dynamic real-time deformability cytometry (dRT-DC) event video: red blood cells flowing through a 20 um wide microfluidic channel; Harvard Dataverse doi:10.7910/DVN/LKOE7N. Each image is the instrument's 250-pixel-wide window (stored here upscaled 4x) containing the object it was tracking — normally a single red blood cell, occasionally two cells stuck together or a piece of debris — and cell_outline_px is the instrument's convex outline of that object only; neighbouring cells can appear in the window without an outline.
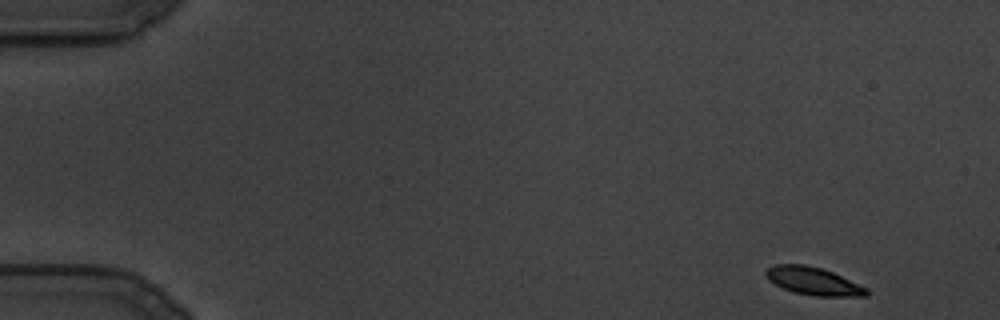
{"species": "common noctule bat (a hibernating species)", "species_latin": "Nyctalus noctula", "temperature_condition": "cold", "stored_images_in_passage": 115, "camera_frame_rate_fps": 3000, "um_per_image_px": 0.085, "animal": {"sex": "male", "body_mass_g": 19.5, "forearm_length_mm": 54.6}, "frame": {"image": 1, "passage_image": 1, "time_ms": 0.0, "image_size_px": [1000, 320], "cell_outline_px": [[872, 292], [868, 296], [816, 296], [792, 292], [768, 280], [764, 276], [764, 272], [768, 268], [776, 264], [804, 264], [820, 268], [832, 272], [868, 288]], "centroid_in_image_um": [69.15, 23.9], "position_along_channel_um": 15.9, "area_um2": 16.36}}
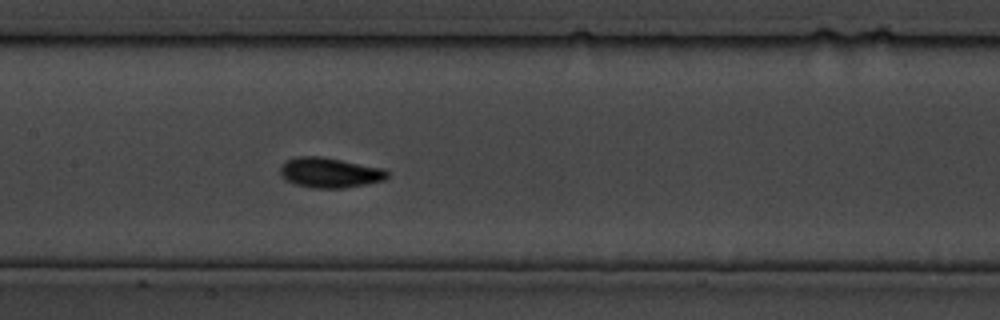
{"frame": {"image": 2, "passage_image": 53, "time_ms": 17.333, "image_size_px": [1000, 320], "cell_outline_px": [[388, 176], [384, 180], [344, 188], [312, 188], [296, 184], [288, 180], [280, 172], [280, 168], [284, 160], [296, 156], [320, 156], [384, 168], [388, 172]], "centroid_in_image_um": [28.02, 14.66], "position_along_channel_um": 179.4, "area_um2": 18.67}}
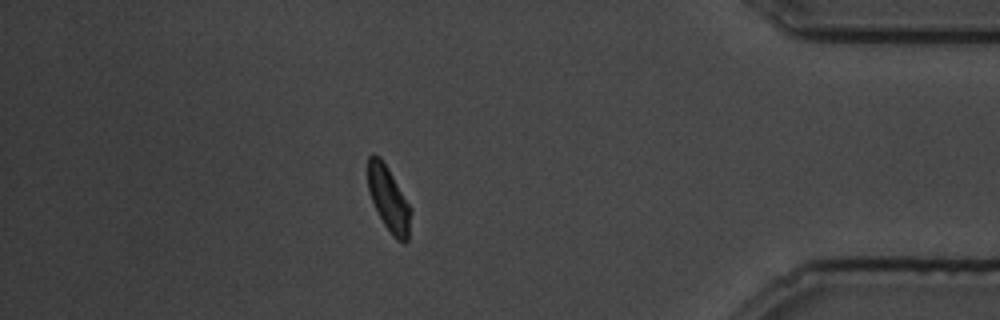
{"frame": {"image": 3, "passage_image": 100, "time_ms": 33.0, "image_size_px": [1000, 320], "cell_outline_px": [[412, 208], [408, 240], [404, 244], [396, 240], [392, 236], [384, 224], [372, 200], [368, 188], [368, 156], [372, 152], [380, 156], [388, 168]], "centroid_in_image_um": [33.05, 16.92], "position_along_channel_um": 402.1, "area_um2": 16.3}}